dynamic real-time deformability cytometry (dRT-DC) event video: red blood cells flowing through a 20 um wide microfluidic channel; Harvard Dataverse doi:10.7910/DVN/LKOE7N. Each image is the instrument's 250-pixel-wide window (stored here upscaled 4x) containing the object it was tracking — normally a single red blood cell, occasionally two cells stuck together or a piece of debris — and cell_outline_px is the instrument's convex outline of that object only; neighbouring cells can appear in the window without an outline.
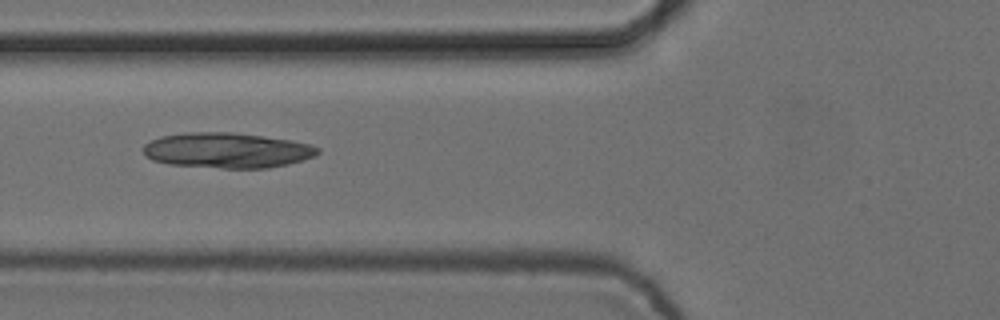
{"species": "common noctule bat (a hibernating species)", "species_latin": "Nyctalus noctula", "temperature_condition": "cold", "stored_images_in_passage": 8, "camera_frame_rate_fps": 3000, "um_per_image_px": 0.085, "animal": {"sex": "female", "body_mass_g": 24.6, "forearm_length_mm": 56.2}, "frame": {"image": 1, "passage_image": 6, "time_ms": 1.667, "image_size_px": [1000, 320], "cell_outline_px": [[320, 152], [316, 156], [304, 160], [288, 164], [268, 168], [220, 168], [172, 164], [152, 160], [144, 152], [144, 144], [160, 136], [184, 132], [232, 132], [292, 140], [312, 144], [320, 148]], "centroid_in_image_um": [19.36, 12.77], "position_along_channel_um": 106.4, "area_um2": 36.01}}
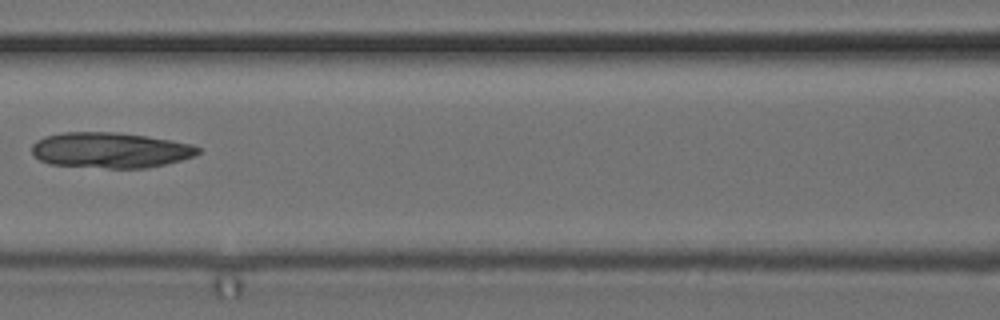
{"frame": {"image": 2, "passage_image": 7, "time_ms": 2.0, "image_size_px": [1000, 320], "cell_outline_px": [[200, 152], [196, 156], [148, 168], [108, 168], [48, 164], [40, 160], [32, 152], [32, 144], [36, 140], [44, 136], [64, 132], [116, 132], [144, 136], [192, 144], [200, 148]], "centroid_in_image_um": [9.36, 12.76], "position_along_channel_um": 157.2, "area_um2": 34.39}}
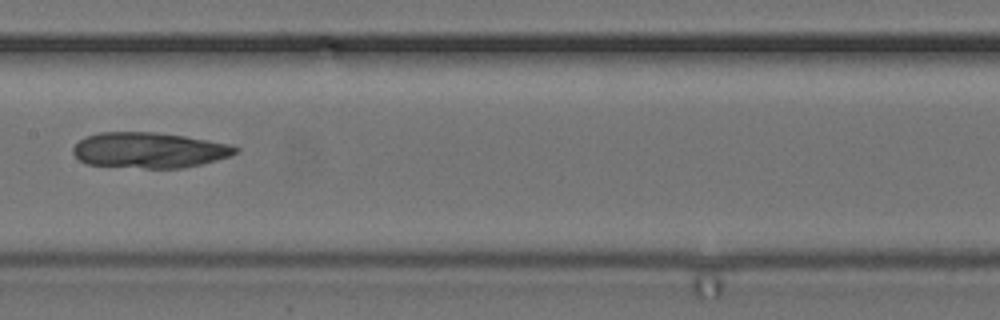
{"frame": {"image": 3, "passage_image": 8, "time_ms": 2.333, "image_size_px": [1000, 320], "cell_outline_px": [[240, 152], [216, 160], [184, 168], [144, 168], [88, 164], [80, 160], [72, 152], [72, 148], [84, 136], [100, 132], [156, 132], [184, 136], [232, 144], [240, 148]], "centroid_in_image_um": [12.7, 12.76], "position_along_channel_um": 194.7, "area_um2": 33.76}}